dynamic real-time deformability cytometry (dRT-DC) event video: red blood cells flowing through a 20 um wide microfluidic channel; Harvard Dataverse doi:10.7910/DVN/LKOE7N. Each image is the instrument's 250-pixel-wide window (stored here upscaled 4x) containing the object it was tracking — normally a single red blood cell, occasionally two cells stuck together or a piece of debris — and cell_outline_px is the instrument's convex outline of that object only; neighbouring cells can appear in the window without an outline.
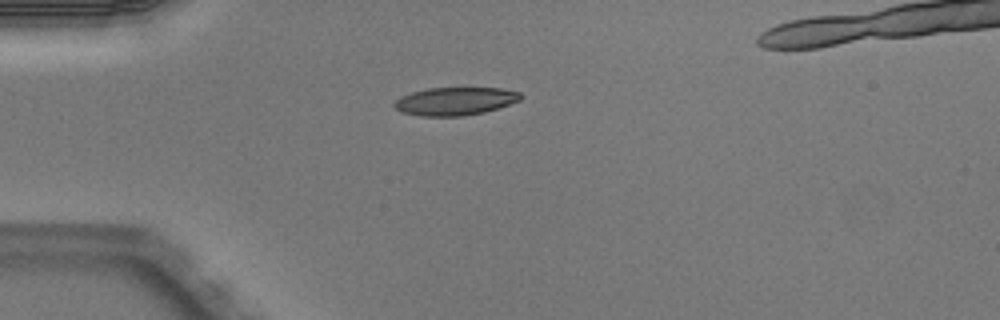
{"species": "Egyptian fruit bat (a non-hibernating species)", "species_latin": "Rousettus aegyptiacus", "temperature_condition": "warm", "stored_images_in_passage": 1, "camera_frame_rate_fps": 3000, "um_per_image_px": 0.085, "animal": {"sex": "male"}, "frame": {"image": 1, "passage_image": 1, "time_ms": 0.0, "image_size_px": [1000, 320], "cell_outline_px": [[524, 96], [520, 100], [484, 112], [464, 116], [420, 116], [404, 112], [396, 108], [392, 104], [400, 96], [412, 92], [428, 88], [500, 88], [520, 92]], "centroid_in_image_um": [38.68, 8.6], "position_along_channel_um": 46.3, "area_um2": 20.52}}